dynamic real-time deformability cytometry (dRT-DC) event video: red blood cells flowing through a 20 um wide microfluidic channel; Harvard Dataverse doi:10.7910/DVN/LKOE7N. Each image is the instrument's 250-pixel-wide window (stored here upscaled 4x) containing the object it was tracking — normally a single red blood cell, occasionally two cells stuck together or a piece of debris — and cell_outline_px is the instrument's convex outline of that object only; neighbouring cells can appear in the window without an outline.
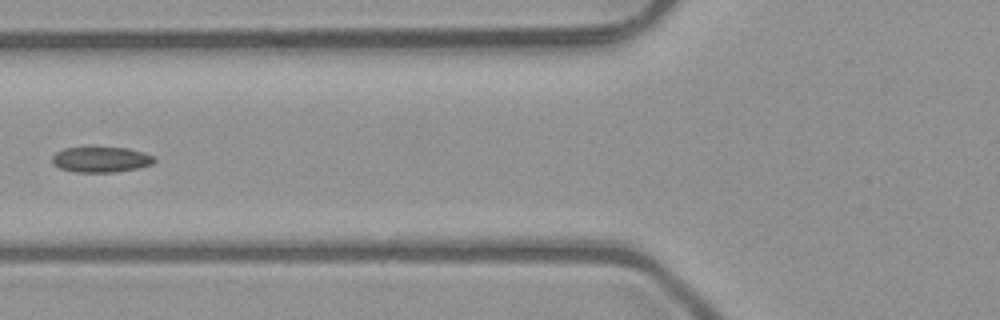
{"species": "common noctule bat (a hibernating species)", "species_latin": "Nyctalus noctula", "temperature_condition": "room temperature", "stored_images_in_passage": 6, "camera_frame_rate_fps": 3000, "um_per_image_px": 0.085, "animal": {"sex": "male", "body_mass_g": 23.1, "forearm_length_mm": 52.7}, "frame": {"image": 1, "passage_image": 5, "time_ms": 1.333, "image_size_px": [1000, 320], "cell_outline_px": [[156, 160], [152, 164], [140, 168], [116, 172], [76, 172], [60, 168], [52, 164], [52, 156], [56, 152], [64, 148], [128, 148], [144, 152], [156, 156]], "centroid_in_image_um": [8.62, 13.57], "position_along_channel_um": 117.2, "area_um2": 15.26}}
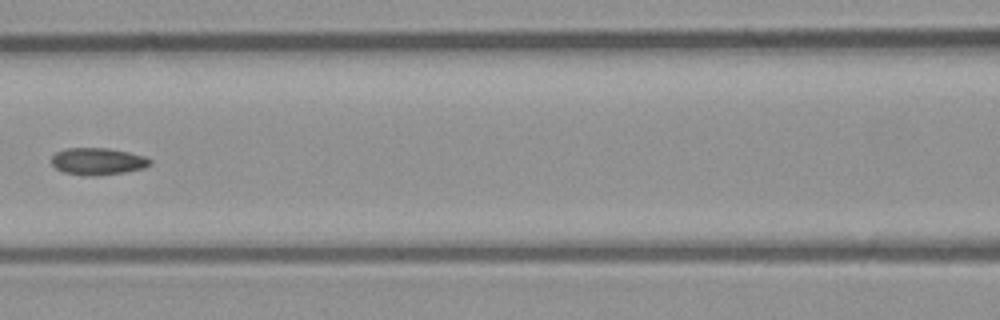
{"frame": {"image": 2, "passage_image": 6, "time_ms": 1.667, "image_size_px": [1000, 320], "cell_outline_px": [[152, 164], [144, 168], [124, 172], [92, 176], [84, 176], [64, 172], [56, 168], [52, 164], [52, 156], [56, 152], [64, 148], [108, 148], [128, 152], [144, 156], [152, 160]], "centroid_in_image_um": [8.31, 13.71], "position_along_channel_um": 158.3, "area_um2": 15.55}}